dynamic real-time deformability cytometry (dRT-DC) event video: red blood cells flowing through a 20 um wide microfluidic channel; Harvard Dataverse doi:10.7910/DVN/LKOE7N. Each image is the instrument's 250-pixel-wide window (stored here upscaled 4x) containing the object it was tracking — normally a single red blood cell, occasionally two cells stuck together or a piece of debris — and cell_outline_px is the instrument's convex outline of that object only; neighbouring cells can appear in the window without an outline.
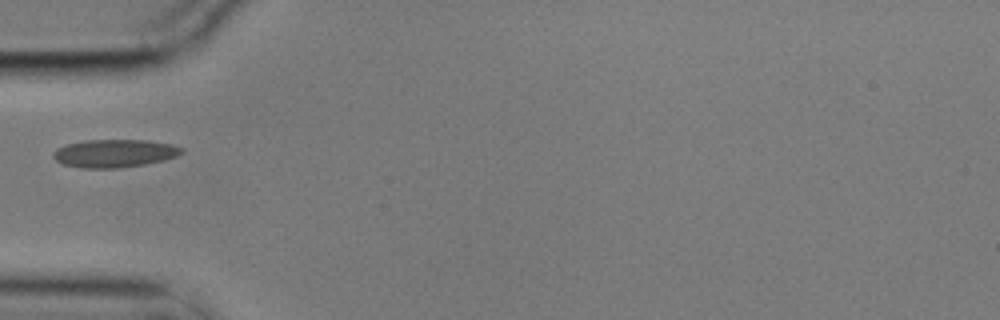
{"species": "common noctule bat (a hibernating species)", "species_latin": "Nyctalus noctula", "temperature_condition": "cold", "stored_images_in_passage": 1, "camera_frame_rate_fps": 3000, "um_per_image_px": 0.085, "animal": {"sex": "male", "body_mass_g": 17.9}, "frame": {"image": 1, "passage_image": 1, "time_ms": 0.0, "image_size_px": [1000, 320], "cell_outline_px": [[184, 152], [176, 156], [164, 160], [144, 164], [116, 168], [80, 168], [64, 164], [56, 160], [52, 156], [52, 152], [56, 148], [68, 144], [88, 140], [148, 140], [172, 144], [184, 148]], "centroid_in_image_um": [9.74, 13.03], "position_along_channel_um": 75.3, "area_um2": 20.92}}